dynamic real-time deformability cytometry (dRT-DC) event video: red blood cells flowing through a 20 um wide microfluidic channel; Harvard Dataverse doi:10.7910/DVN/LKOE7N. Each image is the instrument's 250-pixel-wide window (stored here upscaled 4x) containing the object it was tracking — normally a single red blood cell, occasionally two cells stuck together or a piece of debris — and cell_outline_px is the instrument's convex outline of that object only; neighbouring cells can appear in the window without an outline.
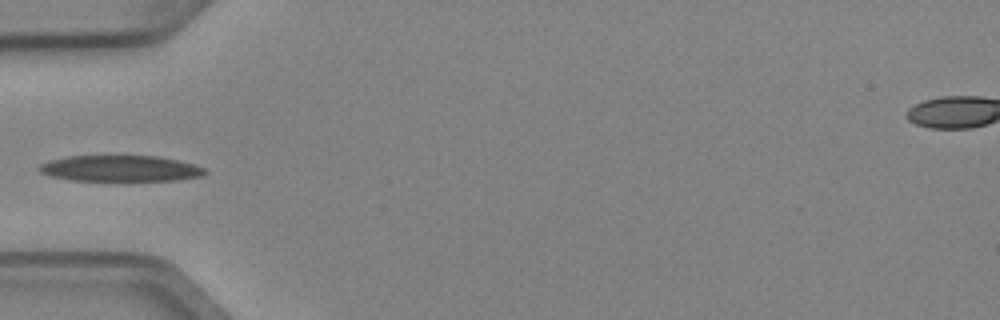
{"species": "Egyptian fruit bat (a non-hibernating species)", "species_latin": "Rousettus aegyptiacus", "temperature_condition": "cold", "stored_images_in_passage": 5, "camera_frame_rate_fps": 3000, "um_per_image_px": 0.085, "animal": {"sex": "female"}, "frame": {"image": 1, "passage_image": 4, "time_ms": 1.0, "image_size_px": [1000, 320], "cell_outline_px": [[208, 172], [204, 176], [176, 180], [72, 180], [52, 176], [40, 172], [36, 168], [40, 164], [48, 160], [64, 156], [160, 156], [192, 164], [204, 168]], "centroid_in_image_um": [10.2, 14.31], "position_along_channel_um": 74.8, "area_um2": 25.09}}
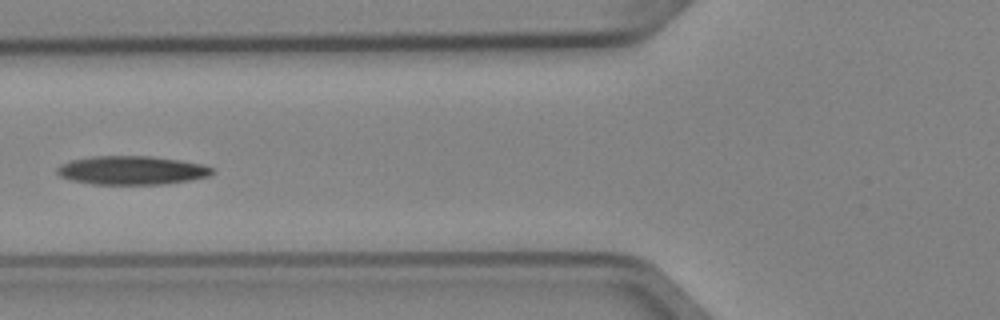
{"frame": {"image": 2, "passage_image": 5, "time_ms": 1.333, "image_size_px": [1000, 320], "cell_outline_px": [[216, 172], [208, 176], [192, 180], [160, 184], [92, 184], [72, 180], [60, 176], [56, 172], [56, 168], [60, 164], [72, 160], [92, 156], [152, 156], [180, 160], [204, 164], [212, 168]], "centroid_in_image_um": [11.22, 14.47], "position_along_channel_um": 114.6, "area_um2": 26.01}}